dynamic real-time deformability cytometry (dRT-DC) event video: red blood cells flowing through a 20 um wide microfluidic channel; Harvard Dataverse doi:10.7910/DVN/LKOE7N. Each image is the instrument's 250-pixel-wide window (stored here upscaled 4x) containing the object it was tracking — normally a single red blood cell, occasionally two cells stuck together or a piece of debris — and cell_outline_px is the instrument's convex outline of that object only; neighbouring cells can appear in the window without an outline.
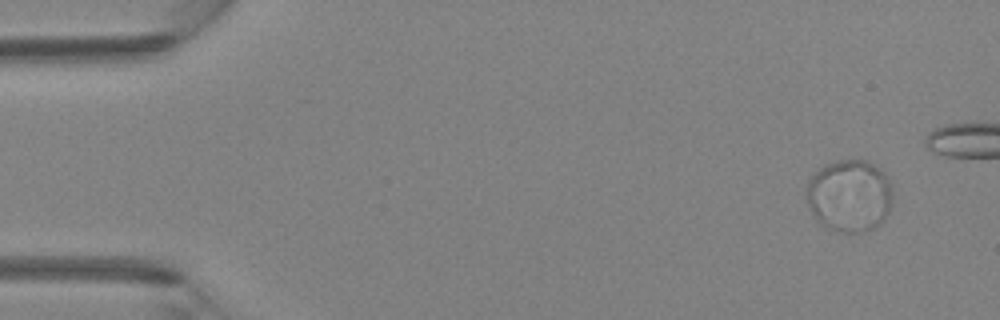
{"species": "Egyptian fruit bat (a non-hibernating species)", "species_latin": "Rousettus aegyptiacus", "temperature_condition": "room temperature", "stored_images_in_passage": 5, "camera_frame_rate_fps": 3000, "um_per_image_px": 0.085, "animal": {"sex": "female"}, "frame": {"image": 1, "passage_image": 1, "time_ms": 0.0, "image_size_px": [1000, 320], "cell_outline_px": [[892, 196], [888, 212], [880, 224], [872, 228], [860, 232], [840, 232], [824, 228], [816, 220], [804, 196], [804, 192], [808, 180], [824, 164], [836, 160], [868, 160], [880, 168], [884, 172], [892, 184]], "centroid_in_image_um": [72.18, 16.62], "position_along_channel_um": 12.8, "area_um2": 36.88}}